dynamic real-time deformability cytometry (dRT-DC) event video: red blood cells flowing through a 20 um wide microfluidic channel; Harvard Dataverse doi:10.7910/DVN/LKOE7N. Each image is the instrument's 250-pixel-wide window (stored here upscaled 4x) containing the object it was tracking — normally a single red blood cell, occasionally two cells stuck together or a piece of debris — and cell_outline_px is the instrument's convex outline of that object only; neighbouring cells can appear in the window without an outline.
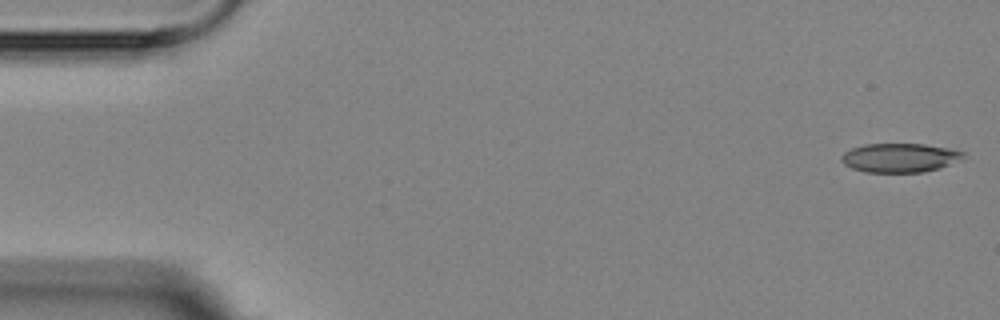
{"species": "Egyptian fruit bat (a non-hibernating species)", "species_latin": "Rousettus aegyptiacus", "temperature_condition": "room temperature", "stored_images_in_passage": 4, "camera_frame_rate_fps": 3000, "um_per_image_px": 0.085, "animal": {"sex": "female"}, "frame": {"image": 1, "passage_image": 1, "time_ms": 0.0, "image_size_px": [1000, 320], "cell_outline_px": [[964, 156], [940, 168], [924, 172], [864, 172], [852, 168], [844, 164], [840, 160], [840, 156], [844, 152], [852, 148], [864, 144], [924, 144], [948, 148], [964, 152]], "centroid_in_image_um": [76.42, 13.41], "position_along_channel_um": 8.6, "area_um2": 20.46}}
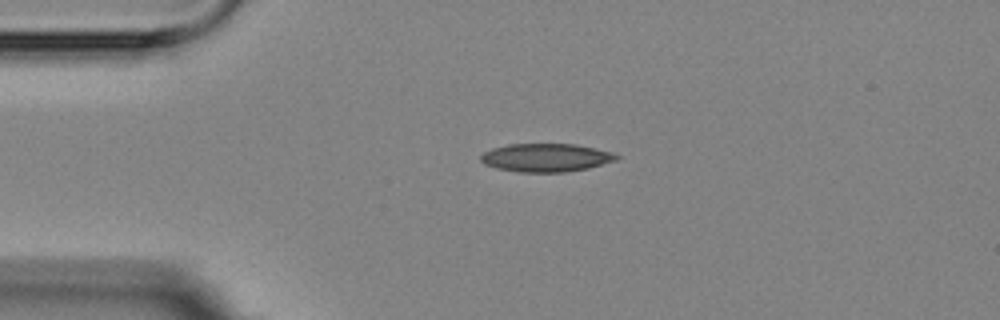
{"frame": {"image": 2, "passage_image": 3, "time_ms": 3.667, "image_size_px": [1000, 320], "cell_outline_px": [[620, 156], [616, 160], [588, 168], [564, 172], [520, 172], [496, 168], [484, 164], [480, 160], [480, 156], [484, 152], [492, 148], [508, 144], [576, 144], [612, 152]], "centroid_in_image_um": [46.39, 13.39], "position_along_channel_um": 38.6, "area_um2": 22.31}}